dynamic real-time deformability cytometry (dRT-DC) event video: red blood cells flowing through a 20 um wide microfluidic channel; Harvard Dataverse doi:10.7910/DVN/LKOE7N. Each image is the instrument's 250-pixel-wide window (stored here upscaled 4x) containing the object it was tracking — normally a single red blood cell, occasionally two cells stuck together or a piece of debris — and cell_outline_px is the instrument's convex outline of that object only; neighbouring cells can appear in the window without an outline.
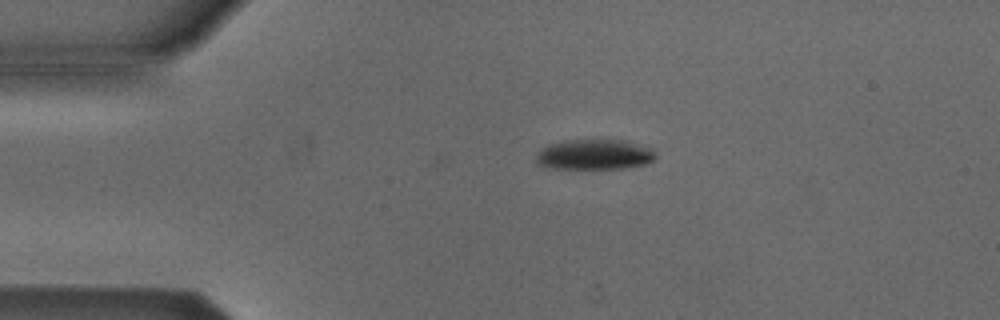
{"species": "Egyptian fruit bat (a non-hibernating species)", "species_latin": "Rousettus aegyptiacus", "temperature_condition": "cold", "stored_images_in_passage": 3, "camera_frame_rate_fps": 3000, "um_per_image_px": 0.085, "animal": {"sex": "male"}, "frame": {"image": 1, "passage_image": 2, "time_ms": 1.333, "image_size_px": [1000, 320], "cell_outline_px": [[656, 160], [644, 164], [628, 168], [552, 168], [536, 164], [536, 156], [548, 144], [564, 140], [624, 140], [652, 148], [656, 152]], "centroid_in_image_um": [50.57, 13.13], "position_along_channel_um": 34.4, "area_um2": 21.1}}